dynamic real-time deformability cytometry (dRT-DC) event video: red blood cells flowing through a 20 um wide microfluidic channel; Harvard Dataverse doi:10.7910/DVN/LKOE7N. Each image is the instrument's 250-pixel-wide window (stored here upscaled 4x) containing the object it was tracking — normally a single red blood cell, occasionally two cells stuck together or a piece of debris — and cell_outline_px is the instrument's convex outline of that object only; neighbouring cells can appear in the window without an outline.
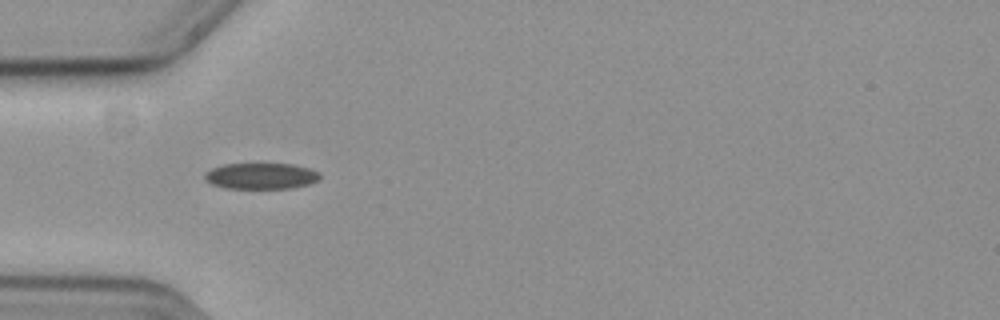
{"species": "common noctule bat (a hibernating species)", "species_latin": "Nyctalus noctula", "temperature_condition": "cold", "stored_images_in_passage": 40, "camera_frame_rate_fps": 3000, "um_per_image_px": 0.085, "animal": {"sex": "female", "body_mass_g": 19.3, "forearm_length_mm": 54.1}, "frame": {"image": 1, "passage_image": 1, "time_ms": 0.0, "image_size_px": [1000, 320], "cell_outline_px": [[320, 176], [316, 180], [308, 184], [288, 188], [228, 188], [212, 184], [204, 176], [204, 172], [212, 168], [224, 164], [256, 160], [292, 164], [308, 168], [320, 172]], "centroid_in_image_um": [22.16, 14.89], "position_along_channel_um": 62.8, "area_um2": 18.21}}
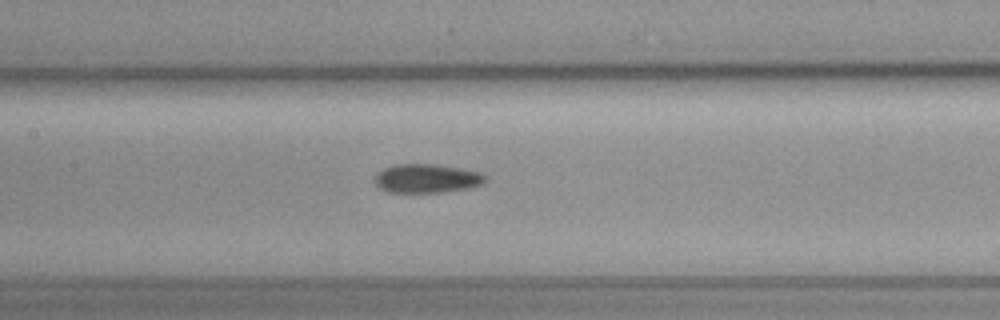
{"frame": {"image": 2, "passage_image": 10, "time_ms": 3.0, "image_size_px": [1000, 320], "cell_outline_px": [[484, 180], [480, 184], [468, 188], [440, 192], [388, 192], [380, 188], [376, 184], [376, 176], [384, 168], [396, 164], [432, 164], [460, 168], [480, 172], [484, 176]], "centroid_in_image_um": [36.25, 15.16], "position_along_channel_um": 171.1, "area_um2": 18.15}}
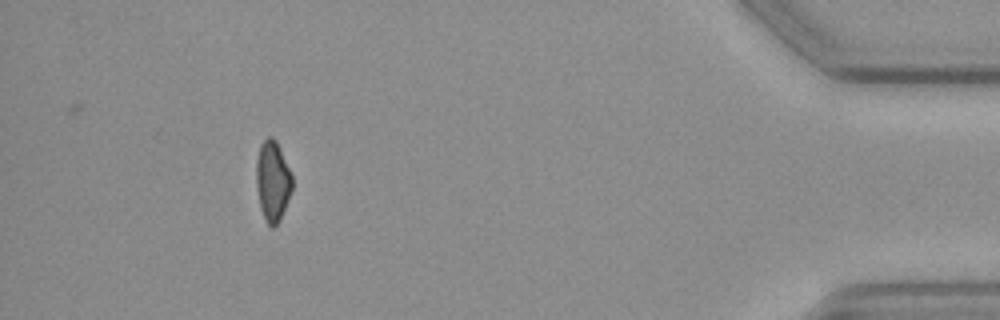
{"frame": {"image": 3, "passage_image": 35, "time_ms": 11.333, "image_size_px": [1000, 320], "cell_outline_px": [[292, 188], [280, 220], [272, 228], [268, 224], [260, 208], [256, 184], [256, 160], [260, 144], [268, 136], [272, 136], [276, 140], [280, 148], [292, 176]], "centroid_in_image_um": [23.16, 15.35], "position_along_channel_um": 412.0, "area_um2": 16.7}, "authors_computed_cell_mechanics": {"area_um2": 18.2648, "velocity_mm_per_s": 3.6612, "shape_relaxation_time_tau1_ms": 5.4874, "shape_relaxation_time_tau2_ms": null, "deformation_change_tau1": 0.1123, "deformation_change_tau2": null}}